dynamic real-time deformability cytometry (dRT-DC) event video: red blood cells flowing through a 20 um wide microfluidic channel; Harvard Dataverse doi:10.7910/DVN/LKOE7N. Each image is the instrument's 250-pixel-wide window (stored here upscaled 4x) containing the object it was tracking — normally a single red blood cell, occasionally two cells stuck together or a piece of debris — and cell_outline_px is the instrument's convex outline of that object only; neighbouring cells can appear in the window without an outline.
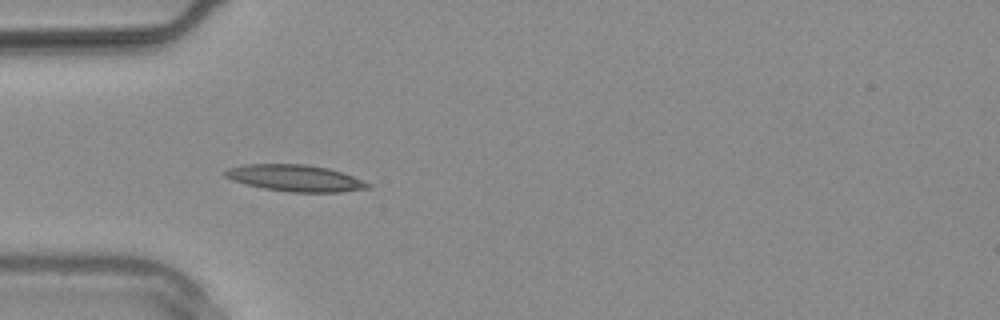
{"species": "common noctule bat (a hibernating species)", "species_latin": "Nyctalus noctula", "temperature_condition": "warm", "stored_images_in_passage": 1, "camera_frame_rate_fps": 3000, "um_per_image_px": 0.085, "animal": {"sex": "male", "body_mass_g": 20.4}, "frame": {"image": 1, "passage_image": 1, "time_ms": 0.0, "image_size_px": [1000, 320], "cell_outline_px": [[372, 188], [340, 192], [292, 192], [264, 188], [232, 180], [224, 176], [224, 172], [228, 168], [248, 164], [308, 164], [328, 168], [352, 176], [372, 184]], "centroid_in_image_um": [25.13, 15.14], "position_along_channel_um": 59.9, "area_um2": 21.96}}